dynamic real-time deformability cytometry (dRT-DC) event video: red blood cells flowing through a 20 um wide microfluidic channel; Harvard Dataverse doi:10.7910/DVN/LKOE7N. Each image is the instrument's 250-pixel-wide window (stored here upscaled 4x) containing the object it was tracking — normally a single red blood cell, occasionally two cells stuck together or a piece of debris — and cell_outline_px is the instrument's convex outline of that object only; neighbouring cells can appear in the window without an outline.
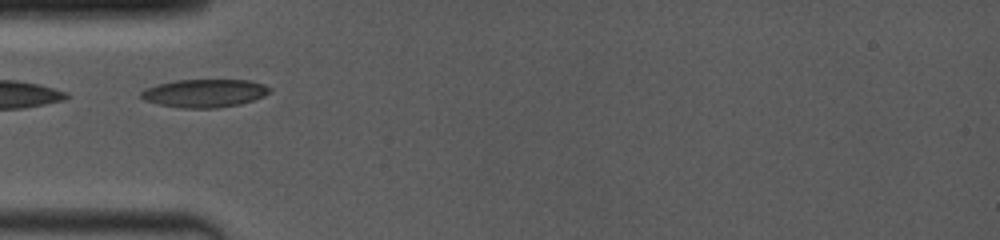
{"species": "common noctule bat (a hibernating species)", "species_latin": "Nyctalus noctula", "temperature_condition": "room temperature", "stored_images_in_passage": 3, "camera_frame_rate_fps": 4000, "um_per_image_px": 0.085, "animal": {"sex": "female", "body_mass_g": 19.0, "forearm_length_mm": 53.3}, "frame": {"image": 1, "passage_image": 1, "time_ms": 0.0, "image_size_px": [1000, 240], "cell_outline_px": [[272, 92], [264, 96], [240, 104], [216, 108], [180, 108], [160, 104], [144, 100], [140, 96], [140, 92], [144, 88], [156, 84], [176, 80], [252, 80], [264, 84], [272, 88]], "centroid_in_image_um": [17.4, 7.91], "position_along_channel_um": 67.6, "area_um2": 21.27}}
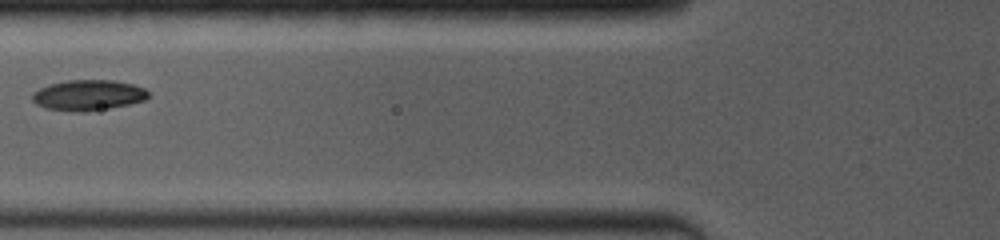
{"frame": {"image": 2, "passage_image": 3, "time_ms": 1.25, "image_size_px": [1000, 240], "cell_outline_px": [[152, 96], [144, 100], [128, 104], [108, 108], [84, 112], [72, 112], [44, 108], [36, 104], [32, 100], [32, 92], [40, 88], [52, 84], [68, 80], [112, 80], [132, 84], [144, 88]], "centroid_in_image_um": [7.49, 8.1], "position_along_channel_um": 118.3, "area_um2": 20.69}}